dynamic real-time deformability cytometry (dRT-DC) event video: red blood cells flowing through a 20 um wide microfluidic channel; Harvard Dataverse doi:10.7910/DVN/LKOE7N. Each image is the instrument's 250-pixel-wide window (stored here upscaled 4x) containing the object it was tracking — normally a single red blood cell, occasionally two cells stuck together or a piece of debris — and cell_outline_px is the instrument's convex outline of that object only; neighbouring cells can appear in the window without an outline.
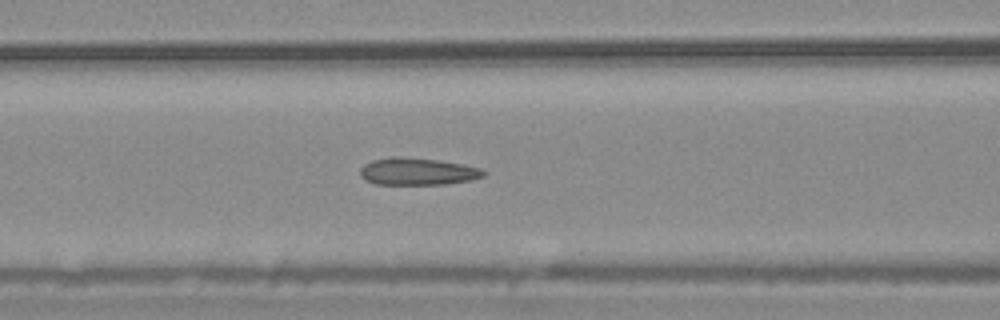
{"species": "common noctule bat (a hibernating species)", "species_latin": "Nyctalus noctula", "temperature_condition": "warm", "stored_images_in_passage": 30, "camera_frame_rate_fps": 3000, "um_per_image_px": 0.085, "animal": {"sex": "male", "body_mass_g": 20.4}, "frame": {"image": 1, "passage_image": 13, "time_ms": 4.0, "image_size_px": [1000, 320], "cell_outline_px": [[488, 172], [484, 176], [472, 180], [444, 184], [376, 184], [364, 180], [360, 176], [360, 168], [364, 164], [372, 160], [392, 156], [436, 160], [460, 164], [480, 168]], "centroid_in_image_um": [35.47, 14.58], "position_along_channel_um": 131.1, "area_um2": 19.48}}